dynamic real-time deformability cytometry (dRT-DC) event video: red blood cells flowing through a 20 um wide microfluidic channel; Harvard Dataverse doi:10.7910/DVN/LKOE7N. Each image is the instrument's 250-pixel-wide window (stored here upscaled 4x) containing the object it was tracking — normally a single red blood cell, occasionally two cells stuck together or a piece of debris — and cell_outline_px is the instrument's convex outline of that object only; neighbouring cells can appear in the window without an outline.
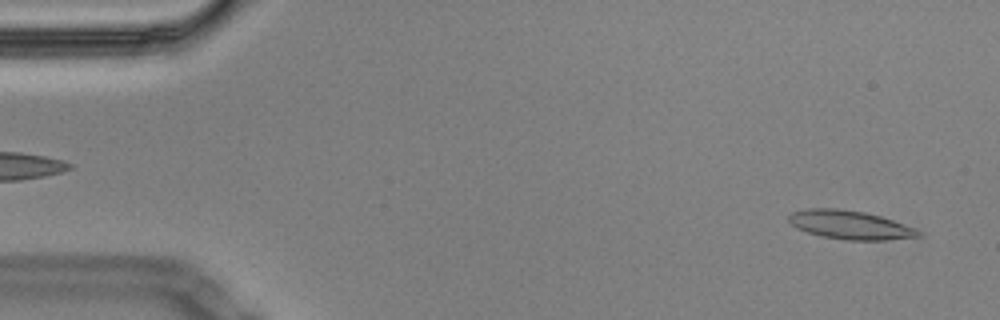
{"species": "Egyptian fruit bat (a non-hibernating species)", "species_latin": "Rousettus aegyptiacus", "temperature_condition": "cold", "stored_images_in_passage": 56, "camera_frame_rate_fps": 3000, "um_per_image_px": 0.085, "animal": {"sex": "male"}, "frame": {"image": 1, "passage_image": 2, "time_ms": 0.333, "image_size_px": [1000, 320], "cell_outline_px": [[924, 236], [884, 240], [844, 240], [820, 236], [796, 228], [788, 220], [788, 216], [792, 212], [808, 208], [836, 208], [864, 212], [880, 216], [916, 228]], "centroid_in_image_um": [72.25, 19.12], "position_along_channel_um": 12.8, "area_um2": 21.68}}
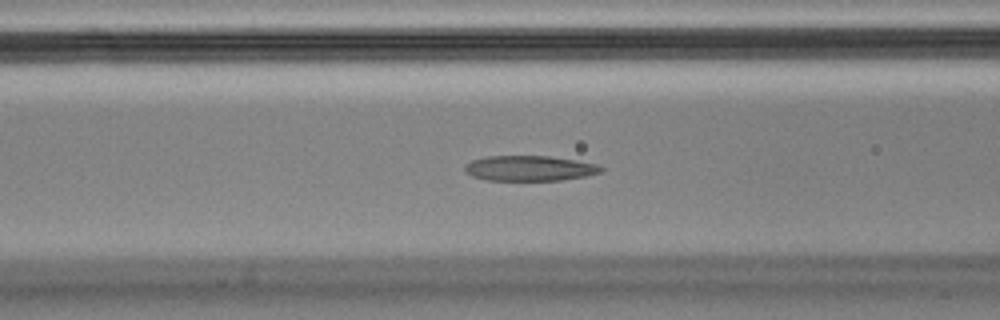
{"frame": {"image": 2, "passage_image": 21, "time_ms": 6.667, "image_size_px": [1000, 320], "cell_outline_px": [[604, 168], [600, 172], [584, 176], [560, 180], [484, 180], [472, 176], [464, 172], [464, 168], [472, 160], [488, 156], [548, 156], [576, 160], [596, 164]], "centroid_in_image_um": [44.98, 14.3], "position_along_channel_um": 121.6, "area_um2": 19.88}}
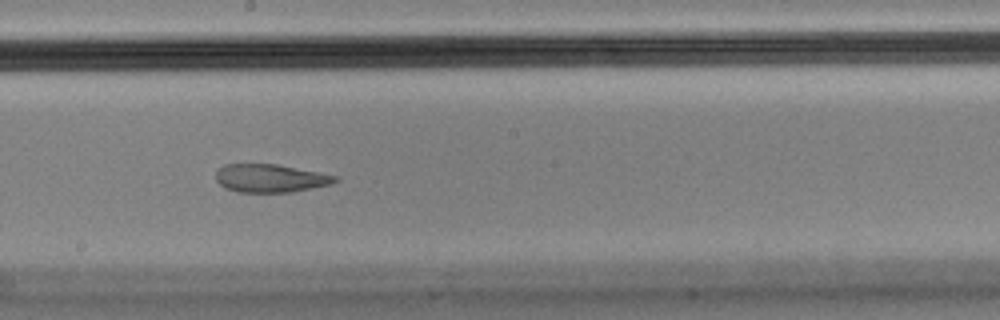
{"frame": {"image": 3, "passage_image": 30, "time_ms": 9.667, "image_size_px": [1000, 320], "cell_outline_px": [[340, 180], [328, 184], [292, 192], [236, 192], [224, 188], [216, 180], [216, 172], [224, 164], [276, 164], [320, 172], [340, 176]], "centroid_in_image_um": [22.98, 15.15], "position_along_channel_um": 225.2, "area_um2": 19.59}, "authors_computed_cell_mechanics": {"area_um2": 21.7328, "velocity_mm_per_s": 3.4522, "shape_relaxation_time_tau1_ms": null, "shape_relaxation_time_tau2_ms": 2.4497, "deformation_change_tau1": null, "deformation_change_tau2": 0.0943}}